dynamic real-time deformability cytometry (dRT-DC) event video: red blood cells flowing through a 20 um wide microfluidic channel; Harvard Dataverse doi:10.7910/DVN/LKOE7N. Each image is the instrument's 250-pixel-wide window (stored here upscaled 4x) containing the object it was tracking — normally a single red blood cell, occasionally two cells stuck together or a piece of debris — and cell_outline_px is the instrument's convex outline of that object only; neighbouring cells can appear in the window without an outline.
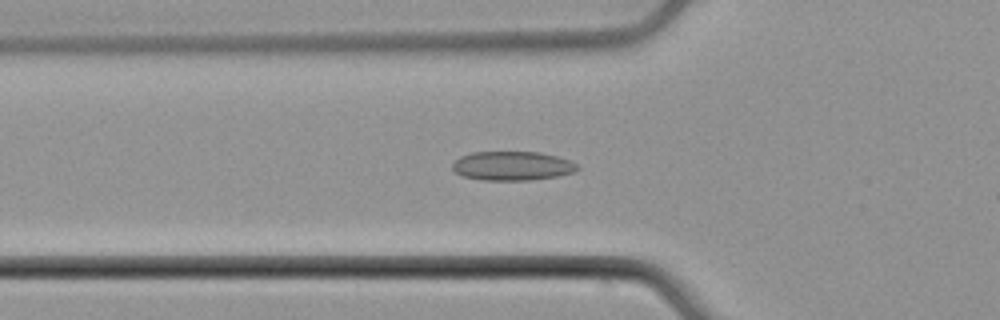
{"species": "common noctule bat (a hibernating species)", "species_latin": "Nyctalus noctula", "temperature_condition": "cold", "stored_images_in_passage": 38, "camera_frame_rate_fps": 3000, "um_per_image_px": 0.085, "animal": {"sex": "male", "body_mass_g": 21.5, "forearm_length_mm": 52.0}, "frame": {"image": 1, "passage_image": 13, "time_ms": 4.0, "image_size_px": [1000, 320], "cell_outline_px": [[580, 168], [572, 172], [560, 176], [532, 180], [480, 180], [464, 176], [456, 172], [452, 168], [452, 164], [460, 156], [472, 152], [540, 152], [556, 156], [568, 160], [576, 164]], "centroid_in_image_um": [43.54, 14.1], "position_along_channel_um": 82.3, "area_um2": 21.15}}
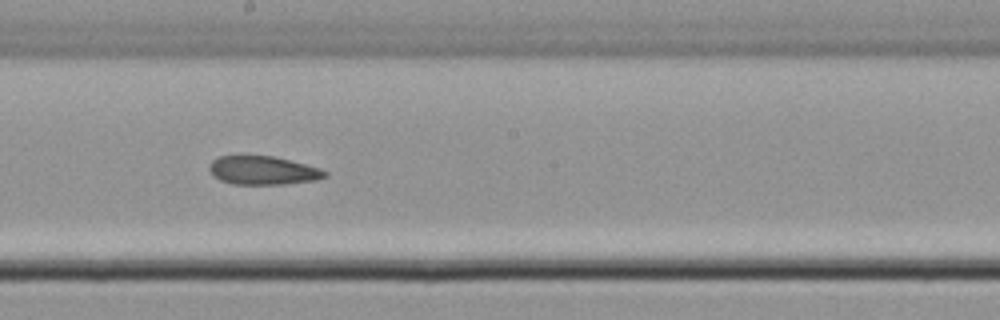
{"frame": {"image": 2, "passage_image": 24, "time_ms": 7.667, "image_size_px": [1000, 320], "cell_outline_px": [[328, 176], [316, 180], [284, 184], [232, 184], [220, 180], [208, 168], [212, 160], [220, 156], [240, 152], [272, 156], [320, 168], [328, 172]], "centroid_in_image_um": [22.31, 14.44], "position_along_channel_um": 225.9, "area_um2": 19.77}}
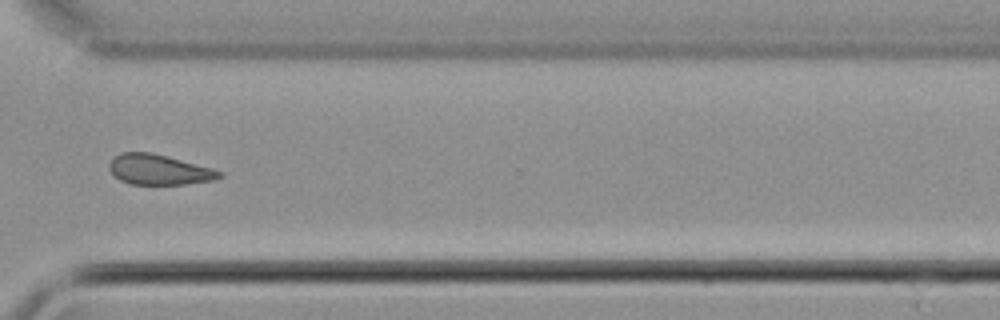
{"frame": {"image": 3, "passage_image": 34, "time_ms": 11.0, "image_size_px": [1000, 320], "cell_outline_px": [[224, 176], [212, 180], [184, 184], [132, 184], [120, 180], [108, 168], [108, 164], [112, 156], [120, 152], [152, 152], [168, 156], [212, 168], [224, 172]], "centroid_in_image_um": [13.5, 14.4], "position_along_channel_um": 357.1, "area_um2": 19.54}}